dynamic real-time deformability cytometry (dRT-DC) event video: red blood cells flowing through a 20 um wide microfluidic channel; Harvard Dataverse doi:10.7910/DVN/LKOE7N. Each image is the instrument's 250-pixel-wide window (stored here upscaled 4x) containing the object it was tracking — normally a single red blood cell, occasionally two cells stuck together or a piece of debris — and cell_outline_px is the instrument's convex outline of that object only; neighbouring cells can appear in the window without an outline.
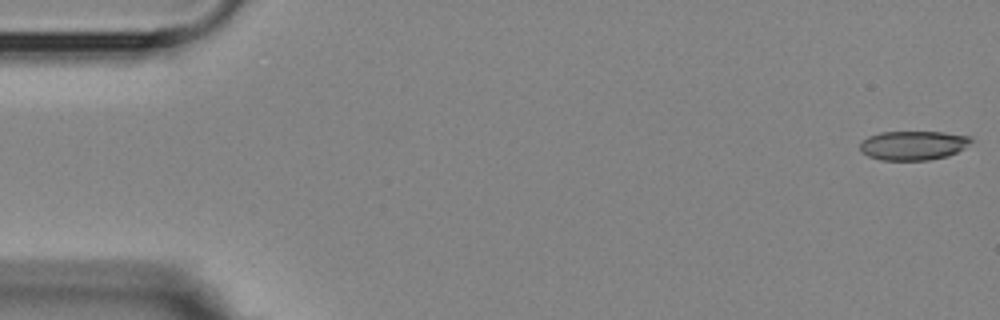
{"species": "Egyptian fruit bat (a non-hibernating species)", "species_latin": "Rousettus aegyptiacus", "temperature_condition": "room temperature", "stored_images_in_passage": 5, "camera_frame_rate_fps": 3000, "um_per_image_px": 0.085, "animal": {"sex": "female"}, "frame": {"image": 1, "passage_image": 1, "time_ms": 0.0, "image_size_px": [1000, 320], "cell_outline_px": [[972, 140], [964, 148], [948, 156], [928, 160], [880, 160], [868, 156], [860, 152], [860, 140], [868, 136], [880, 132], [944, 132], [972, 136]], "centroid_in_image_um": [77.59, 12.35], "position_along_channel_um": 7.4, "area_um2": 19.07}}
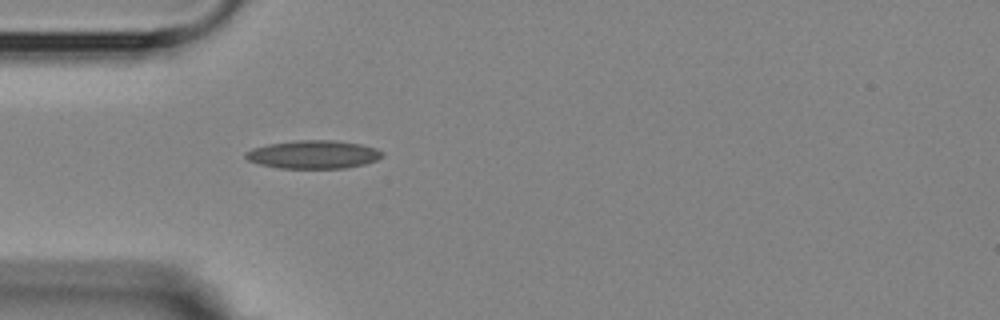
{"frame": {"image": 2, "passage_image": 5, "time_ms": 5.0, "image_size_px": [1000, 320], "cell_outline_px": [[384, 156], [376, 160], [364, 164], [344, 168], [276, 168], [260, 164], [248, 160], [244, 156], [244, 152], [252, 148], [268, 144], [296, 140], [336, 140], [360, 144], [376, 148], [384, 152]], "centroid_in_image_um": [26.63, 13.12], "position_along_channel_um": 58.4, "area_um2": 22.6}}